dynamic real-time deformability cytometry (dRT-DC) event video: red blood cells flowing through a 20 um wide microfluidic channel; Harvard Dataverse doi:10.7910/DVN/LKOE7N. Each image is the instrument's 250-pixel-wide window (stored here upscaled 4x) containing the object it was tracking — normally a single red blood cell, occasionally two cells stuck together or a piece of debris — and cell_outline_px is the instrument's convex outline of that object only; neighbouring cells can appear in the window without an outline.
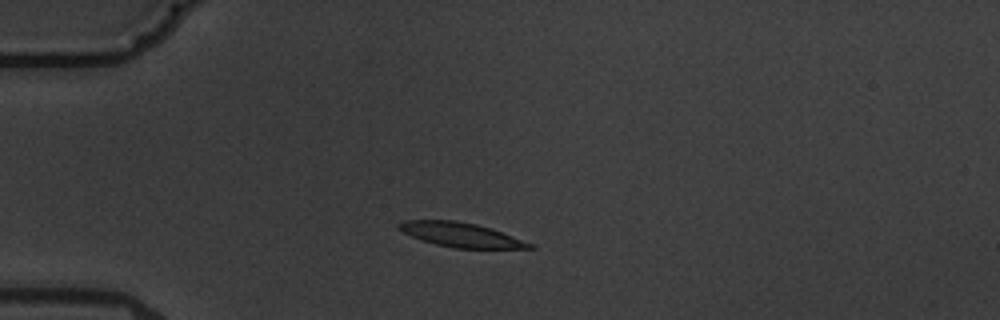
{"species": "common noctule bat (a hibernating species)", "species_latin": "Nyctalus noctula", "temperature_condition": "warm", "stored_images_in_passage": 9, "camera_frame_rate_fps": 3000, "um_per_image_px": 0.085, "animal": {"sex": "male", "body_mass_g": 19.5, "forearm_length_mm": 54.6}, "frame": {"image": 1, "passage_image": 3, "time_ms": 2.333, "image_size_px": [1000, 320], "cell_outline_px": [[536, 248], [452, 248], [420, 240], [396, 228], [396, 224], [404, 220], [456, 220], [476, 224], [492, 228], [536, 244]], "centroid_in_image_um": [39.2, 19.95], "position_along_channel_um": 45.8, "area_um2": 18.79}}
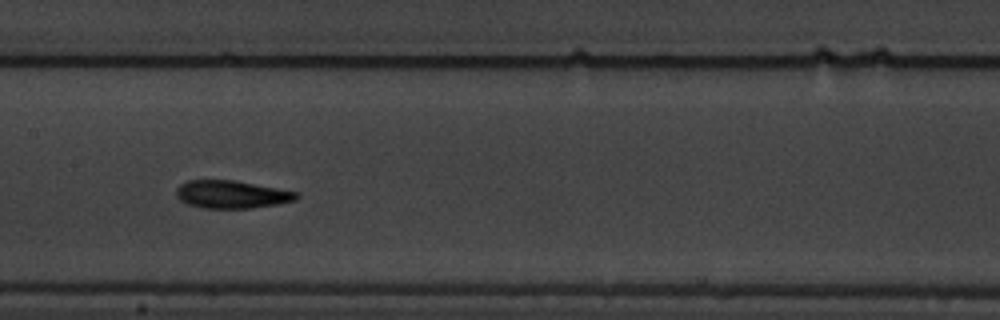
{"frame": {"image": 2, "passage_image": 7, "time_ms": 7.0, "image_size_px": [1000, 320], "cell_outline_px": [[300, 196], [296, 200], [276, 204], [252, 208], [204, 208], [188, 204], [180, 200], [176, 196], [176, 188], [180, 184], [188, 180], [236, 180], [300, 192]], "centroid_in_image_um": [19.71, 16.51], "position_along_channel_um": 187.7, "area_um2": 19.65}}
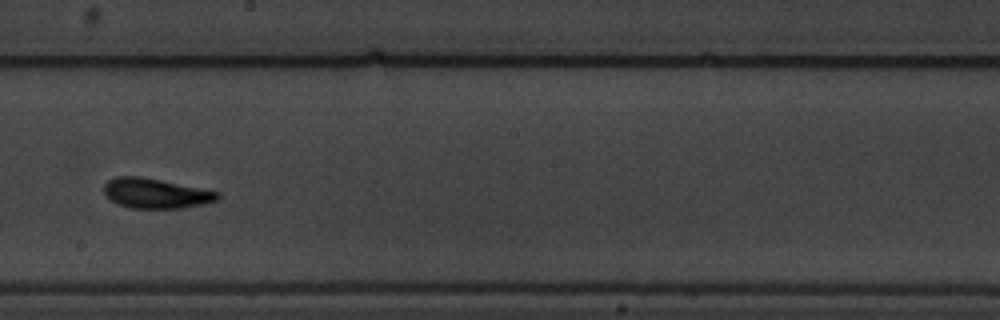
{"frame": {"image": 3, "passage_image": 8, "time_ms": 8.333, "image_size_px": [1000, 320], "cell_outline_px": [[220, 196], [216, 200], [204, 204], [180, 208], [128, 208], [116, 204], [104, 192], [104, 184], [108, 180], [116, 176], [140, 176], [220, 192]], "centroid_in_image_um": [13.21, 16.44], "position_along_channel_um": 235.0, "area_um2": 19.71}}